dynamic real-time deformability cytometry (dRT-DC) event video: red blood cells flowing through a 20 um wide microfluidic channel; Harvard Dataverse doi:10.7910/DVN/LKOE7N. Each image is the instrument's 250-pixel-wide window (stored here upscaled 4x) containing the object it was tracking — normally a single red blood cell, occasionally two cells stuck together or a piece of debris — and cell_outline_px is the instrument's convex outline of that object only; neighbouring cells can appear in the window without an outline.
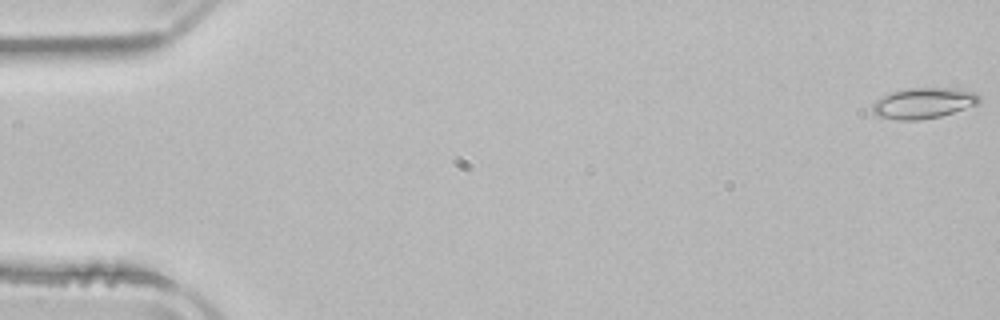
{"species": "common noctule bat (a hibernating species)", "species_latin": "Nyctalus noctula", "temperature_condition": "room temperature", "stored_images_in_passage": 52, "camera_frame_rate_fps": 3000, "um_per_image_px": 0.085, "animal": {"sex": "male", "body_mass_g": 21.5, "forearm_length_mm": 52.0}, "frame": {"image": 1, "passage_image": 1, "time_ms": 0.0, "image_size_px": [1000, 320], "cell_outline_px": [[980, 104], [940, 116], [920, 120], [896, 120], [876, 116], [872, 112], [872, 104], [880, 96], [888, 92], [908, 88], [956, 88], [976, 92], [980, 96]], "centroid_in_image_um": [78.48, 8.76], "position_along_channel_um": 6.5, "area_um2": 19.54}}
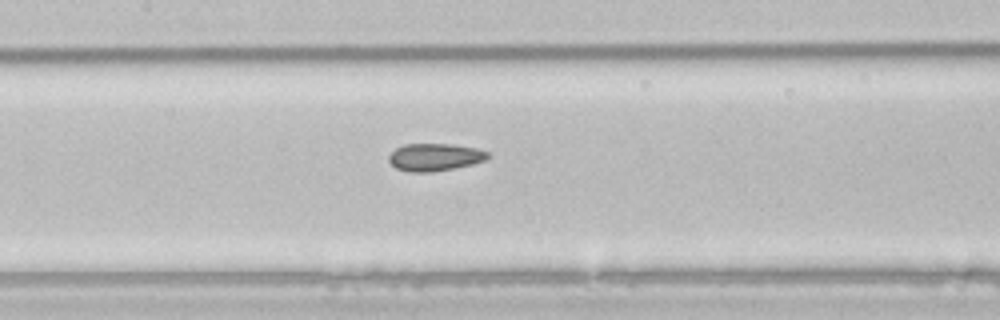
{"frame": {"image": 2, "passage_image": 25, "time_ms": 8.0, "image_size_px": [1000, 320], "cell_outline_px": [[492, 156], [484, 160], [472, 164], [432, 172], [408, 172], [396, 168], [388, 160], [388, 156], [396, 148], [404, 144], [452, 144], [476, 148], [488, 152]], "centroid_in_image_um": [36.95, 13.35], "position_along_channel_um": 170.4, "area_um2": 15.84}}
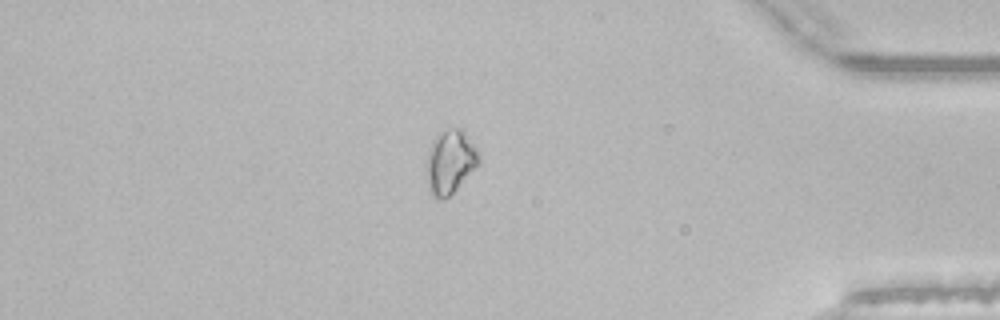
{"frame": {"image": 3, "passage_image": 45, "time_ms": 14.667, "image_size_px": [1000, 320], "cell_outline_px": [[480, 160], [456, 188], [444, 200], [436, 200], [428, 192], [424, 180], [424, 172], [428, 152], [432, 140], [436, 136], [448, 128], [460, 128], [464, 132], [480, 152]], "centroid_in_image_um": [38.18, 13.79], "position_along_channel_um": 397.0, "area_um2": 19.65}, "authors_computed_cell_mechanics": {"area_um2": 17.1666, "velocity_mm_per_s": 3.91, "shape_relaxation_time_tau1_ms": 8.0871, "shape_relaxation_time_tau2_ms": 3.1725, "deformation_change_tau1": 0.109, "deformation_change_tau2": 0.0729}}